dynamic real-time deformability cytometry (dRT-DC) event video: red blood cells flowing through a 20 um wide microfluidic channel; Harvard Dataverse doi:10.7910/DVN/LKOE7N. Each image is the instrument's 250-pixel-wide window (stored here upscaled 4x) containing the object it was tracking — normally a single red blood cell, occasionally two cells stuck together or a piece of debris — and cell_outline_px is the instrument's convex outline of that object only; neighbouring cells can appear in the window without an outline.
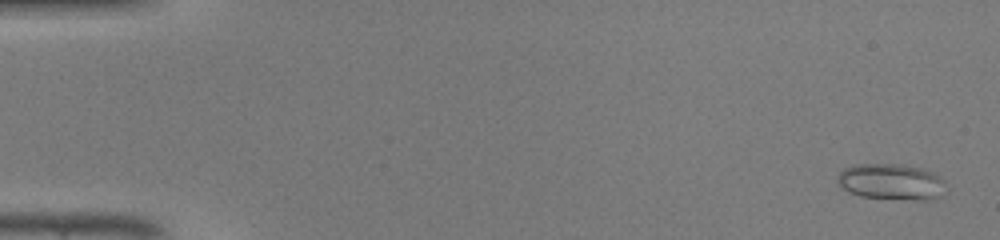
{"species": "common noctule bat (a hibernating species)", "species_latin": "Nyctalus noctula", "temperature_condition": "warm", "stored_images_in_passage": 48, "segment_of_instrument_passage": [1, 2], "camera_frame_rate_fps": 3000, "um_per_image_px": 0.085, "animal": {"sex": "male", "body_mass_g": 19.0, "forearm_length_mm": 50.8}, "frame": {"image": 1, "passage_image": 1, "time_ms": 0.0, "image_size_px": [1000, 240], "cell_outline_px": [[944, 180], [936, 196], [932, 200], [916, 200], [860, 196], [836, 184], [836, 176], [844, 168], [852, 164], [904, 164], [924, 168], [940, 176]], "centroid_in_image_um": [75.68, 15.42], "position_along_channel_um": 9.3, "area_um2": 22.6}}
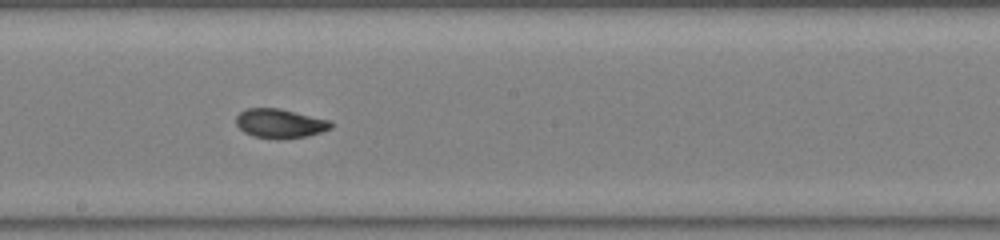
{"frame": {"image": 2, "passage_image": 26, "time_ms": 8.333, "image_size_px": [1000, 240], "cell_outline_px": [[332, 128], [308, 136], [280, 140], [276, 140], [252, 136], [244, 132], [236, 124], [236, 116], [240, 112], [248, 108], [280, 108], [332, 120]], "centroid_in_image_um": [23.81, 10.5], "position_along_channel_um": 224.4, "area_um2": 16.47}}
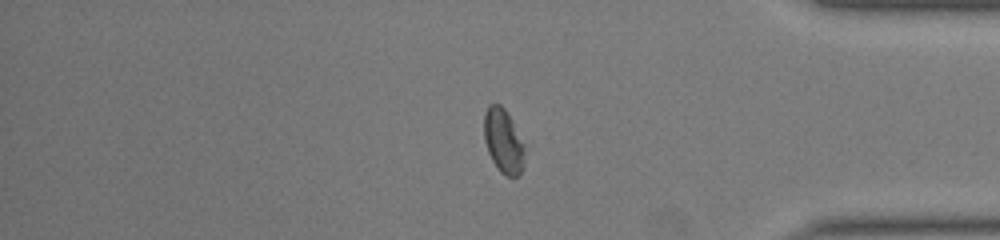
{"frame": {"image": 3, "passage_image": 39, "time_ms": 12.667, "image_size_px": [1000, 240], "cell_outline_px": [[524, 168], [516, 176], [504, 176], [500, 172], [492, 160], [488, 152], [484, 140], [484, 112], [488, 104], [500, 104], [504, 108], [512, 120], [524, 148]], "centroid_in_image_um": [42.76, 11.98], "position_along_channel_um": 392.4, "area_um2": 15.14}}